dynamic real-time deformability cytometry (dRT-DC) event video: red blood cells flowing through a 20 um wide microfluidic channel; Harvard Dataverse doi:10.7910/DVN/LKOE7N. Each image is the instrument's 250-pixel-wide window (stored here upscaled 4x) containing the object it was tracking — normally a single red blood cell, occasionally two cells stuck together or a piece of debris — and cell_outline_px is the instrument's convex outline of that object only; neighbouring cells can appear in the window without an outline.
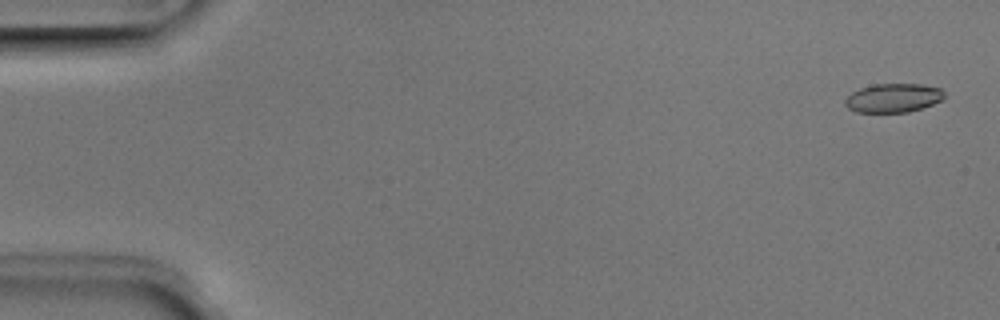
{"species": "Egyptian fruit bat (a non-hibernating species)", "species_latin": "Rousettus aegyptiacus", "temperature_condition": "room temperature", "stored_images_in_passage": 6, "camera_frame_rate_fps": 3000, "um_per_image_px": 0.085, "animal": {"sex": "male"}, "frame": {"image": 1, "passage_image": 1, "time_ms": 0.0, "image_size_px": [1000, 320], "cell_outline_px": [[944, 100], [908, 112], [856, 112], [848, 108], [844, 104], [844, 100], [852, 92], [860, 88], [876, 84], [920, 84], [940, 88], [944, 92]], "centroid_in_image_um": [75.92, 8.32], "position_along_channel_um": 9.1, "area_um2": 16.65}}
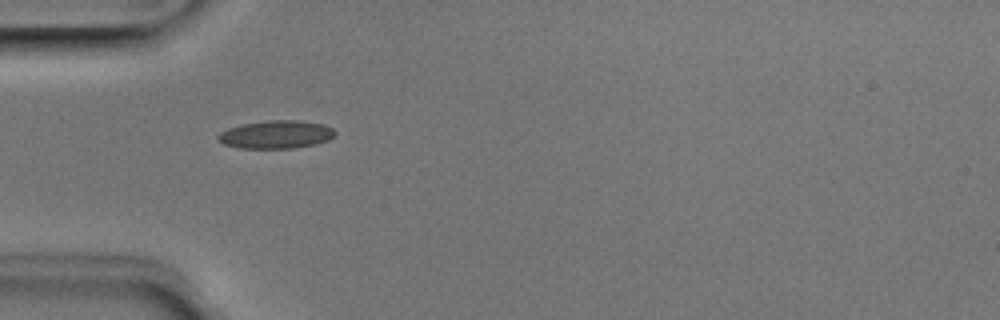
{"frame": {"image": 2, "passage_image": 5, "time_ms": 1.333, "image_size_px": [1000, 320], "cell_outline_px": [[336, 132], [328, 140], [312, 144], [292, 148], [240, 148], [224, 144], [216, 136], [220, 132], [228, 128], [244, 124], [268, 120], [300, 120], [324, 124], [332, 128]], "centroid_in_image_um": [23.46, 11.42], "position_along_channel_um": 61.5, "area_um2": 18.9}}